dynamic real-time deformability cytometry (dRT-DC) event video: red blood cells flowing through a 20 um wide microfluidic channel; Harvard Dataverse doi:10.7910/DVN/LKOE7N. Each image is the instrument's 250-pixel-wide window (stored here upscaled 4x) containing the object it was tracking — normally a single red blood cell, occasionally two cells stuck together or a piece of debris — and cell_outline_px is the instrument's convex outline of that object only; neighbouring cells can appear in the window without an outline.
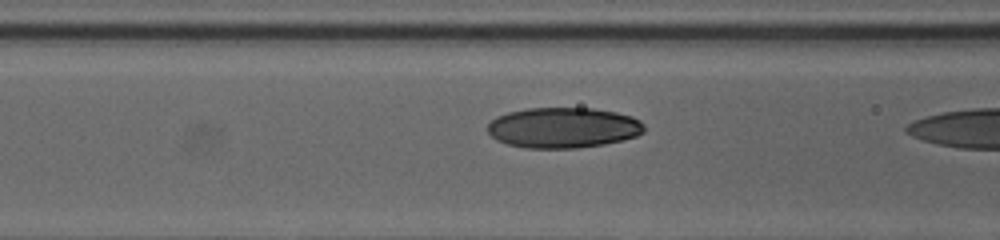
{"species": "human", "species_latin": "Homo sapiens", "temperature_condition": "cold", "stored_images_in_passage": 21, "camera_frame_rate_fps": 3000, "um_per_image_px": 0.085, "donor": {"sex": "female"}, "frame": {"image": 1, "passage_image": 20, "time_ms": 6.333, "image_size_px": [1000, 240], "cell_outline_px": [[644, 132], [636, 136], [624, 140], [604, 144], [576, 148], [524, 148], [508, 144], [496, 140], [488, 132], [488, 124], [496, 116], [508, 112], [528, 108], [592, 108], [616, 112], [632, 116], [640, 120], [644, 124]], "centroid_in_image_um": [47.88, 10.85], "position_along_channel_um": 118.7, "area_um2": 37.17}}